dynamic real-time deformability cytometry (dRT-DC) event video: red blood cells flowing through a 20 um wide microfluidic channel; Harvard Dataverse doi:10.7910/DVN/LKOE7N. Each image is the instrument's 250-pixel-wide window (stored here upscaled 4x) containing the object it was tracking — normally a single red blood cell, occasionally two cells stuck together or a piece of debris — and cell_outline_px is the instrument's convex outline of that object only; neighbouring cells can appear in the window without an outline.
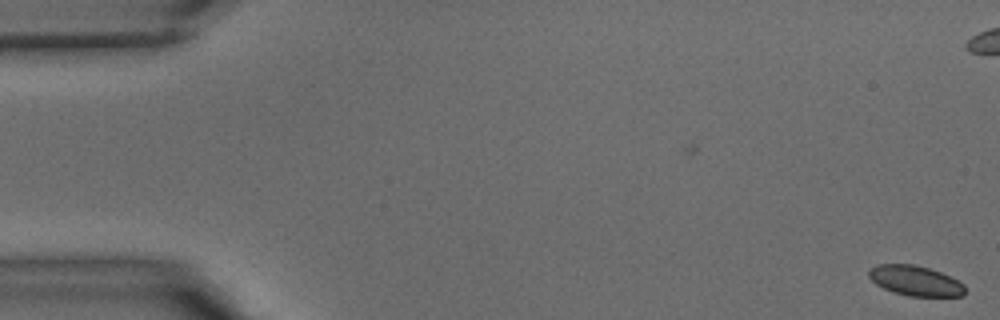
{"species": "common noctule bat (a hibernating species)", "species_latin": "Nyctalus noctula", "temperature_condition": "warm", "stored_images_in_passage": 43, "camera_frame_rate_fps": 3000, "um_per_image_px": 0.085, "animal": {"sex": "male", "body_mass_g": 15.6}, "frame": {"image": 1, "passage_image": 1, "time_ms": 0.0, "image_size_px": [1000, 320], "cell_outline_px": [[964, 296], [908, 296], [884, 288], [876, 284], [868, 276], [868, 268], [876, 264], [916, 264], [940, 272], [964, 284]], "centroid_in_image_um": [77.76, 23.85], "position_along_channel_um": 7.2, "area_um2": 16.76}}
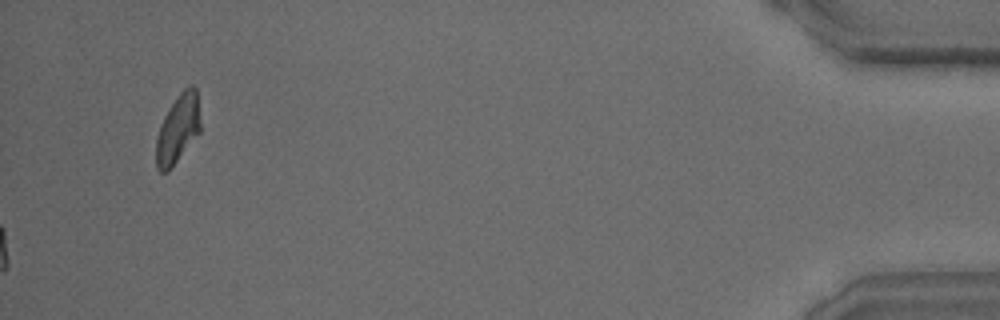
{"frame": {"image": 2, "passage_image": 43, "time_ms": 14.0, "image_size_px": [1000, 320], "cell_outline_px": [[200, 132], [168, 172], [160, 172], [156, 168], [156, 140], [160, 124], [168, 108], [180, 92], [188, 84], [192, 84], [196, 88], [200, 120]], "centroid_in_image_um": [15.11, 10.95], "position_along_channel_um": 420.1, "area_um2": 17.8}}